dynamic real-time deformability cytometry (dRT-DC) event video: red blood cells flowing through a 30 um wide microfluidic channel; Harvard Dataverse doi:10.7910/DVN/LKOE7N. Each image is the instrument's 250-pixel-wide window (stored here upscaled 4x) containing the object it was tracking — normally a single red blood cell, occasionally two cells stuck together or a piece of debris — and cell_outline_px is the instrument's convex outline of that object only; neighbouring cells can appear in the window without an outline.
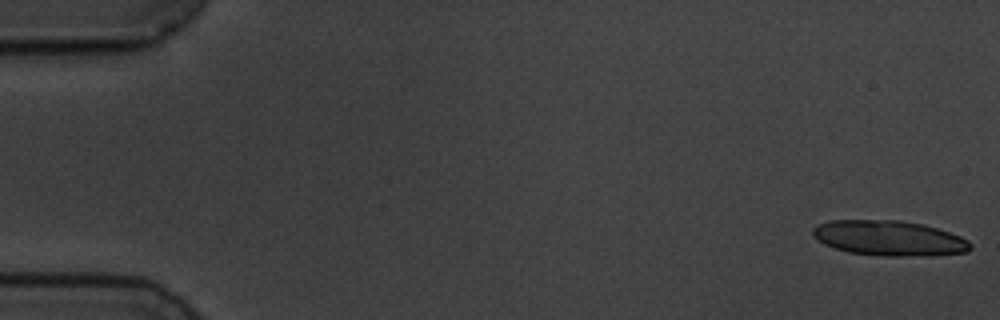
{"species": "common noctule bat (a hibernating species)", "species_latin": "Nyctalus noctula", "temperature_condition": "cold", "stored_images_in_passage": 57, "camera_frame_rate_fps": 3000, "um_per_image_px": 0.085, "animal": {"sex": "male", "body_mass_g": 19.5, "forearm_length_mm": 54.6}, "frame": {"image": 1, "passage_image": 1, "time_ms": 0.0, "image_size_px": [1000, 320], "cell_outline_px": [[972, 248], [968, 252], [904, 256], [884, 256], [848, 252], [824, 244], [812, 236], [812, 228], [816, 224], [828, 220], [896, 220], [924, 224], [960, 236], [968, 240], [972, 244]], "centroid_in_image_um": [75.53, 20.23], "position_along_channel_um": 9.5, "area_um2": 32.19}}